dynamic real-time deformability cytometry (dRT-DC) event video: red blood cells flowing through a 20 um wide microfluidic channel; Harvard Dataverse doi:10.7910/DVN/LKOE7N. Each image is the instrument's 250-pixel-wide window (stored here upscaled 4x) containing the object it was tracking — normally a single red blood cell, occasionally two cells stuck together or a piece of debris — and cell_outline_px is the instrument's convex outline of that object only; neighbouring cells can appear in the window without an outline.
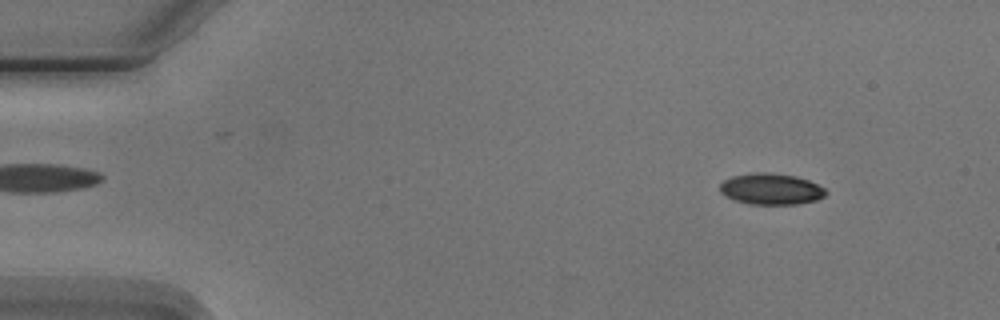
{"species": "Egyptian fruit bat (a non-hibernating species)", "species_latin": "Rousettus aegyptiacus", "temperature_condition": "cold", "stored_images_in_passage": 5, "camera_frame_rate_fps": 3000, "um_per_image_px": 0.085, "animal": {"sex": "male"}, "frame": {"image": 1, "passage_image": 1, "time_ms": 0.0, "image_size_px": [1000, 320], "cell_outline_px": [[828, 192], [824, 196], [816, 200], [796, 204], [752, 204], [736, 200], [720, 192], [720, 184], [724, 180], [732, 176], [756, 172], [768, 172], [796, 176], [808, 180], [824, 188]], "centroid_in_image_um": [65.55, 16.05], "position_along_channel_um": 19.4, "area_um2": 19.07}}
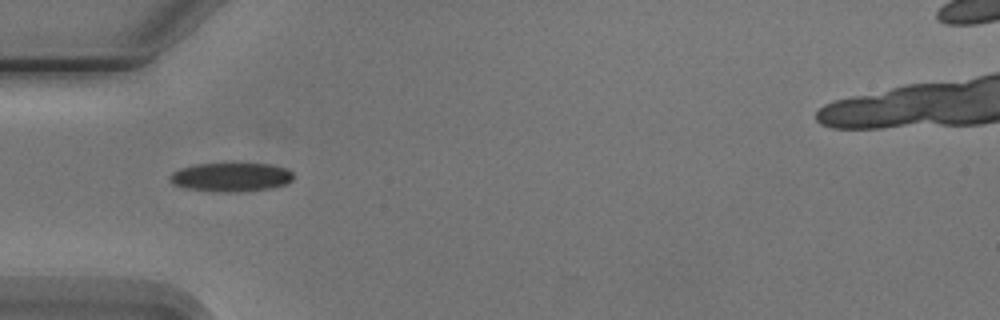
{"frame": {"image": 2, "passage_image": 4, "time_ms": 3.667, "image_size_px": [1000, 320], "cell_outline_px": [[292, 180], [284, 184], [272, 188], [240, 192], [216, 192], [188, 188], [172, 184], [168, 180], [168, 176], [172, 172], [180, 168], [196, 164], [232, 160], [272, 164], [288, 168], [292, 172]], "centroid_in_image_um": [19.63, 15.0], "position_along_channel_um": 65.4, "area_um2": 21.96}}
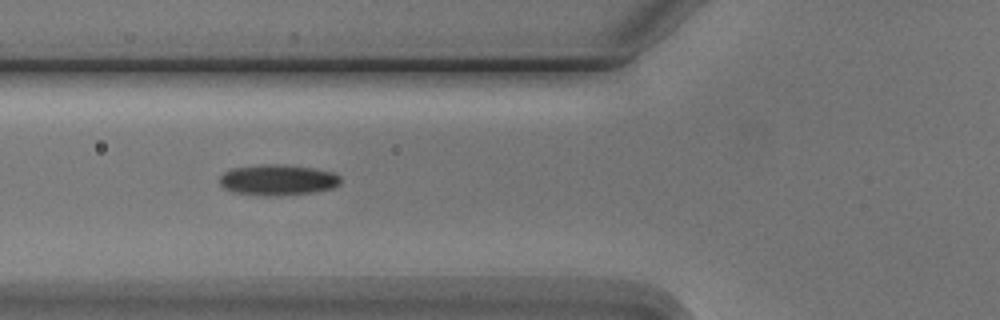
{"frame": {"image": 3, "passage_image": 5, "time_ms": 4.667, "image_size_px": [1000, 320], "cell_outline_px": [[340, 184], [332, 188], [312, 192], [276, 196], [264, 196], [232, 192], [224, 188], [220, 184], [220, 176], [224, 172], [232, 168], [268, 164], [284, 164], [312, 168], [332, 172], [340, 176]], "centroid_in_image_um": [23.59, 15.3], "position_along_channel_um": 102.2, "area_um2": 21.68}}